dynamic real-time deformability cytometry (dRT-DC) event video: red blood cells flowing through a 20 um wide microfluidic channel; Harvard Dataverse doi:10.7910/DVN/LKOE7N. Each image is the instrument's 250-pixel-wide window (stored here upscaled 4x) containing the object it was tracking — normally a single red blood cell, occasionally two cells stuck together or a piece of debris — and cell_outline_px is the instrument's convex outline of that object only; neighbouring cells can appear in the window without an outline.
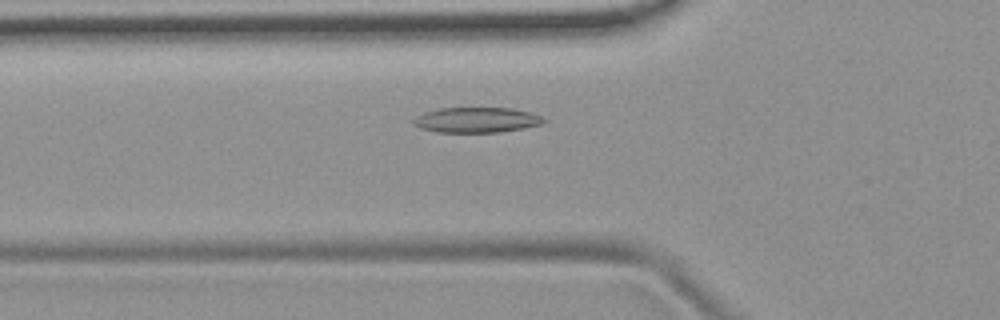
{"species": "common noctule bat (a hibernating species)", "species_latin": "Nyctalus noctula", "temperature_condition": "room temperature", "stored_images_in_passage": 47, "camera_frame_rate_fps": 3000, "um_per_image_px": 0.085, "animal": {"sex": "female", "body_mass_g": 19.9}, "frame": {"image": 1, "passage_image": 13, "time_ms": 4.0, "image_size_px": [1000, 320], "cell_outline_px": [[548, 120], [540, 124], [524, 128], [500, 132], [440, 132], [420, 128], [412, 124], [412, 120], [416, 116], [424, 112], [440, 108], [512, 108], [532, 112]], "centroid_in_image_um": [40.51, 10.19], "position_along_channel_um": 85.3, "area_um2": 19.25}}
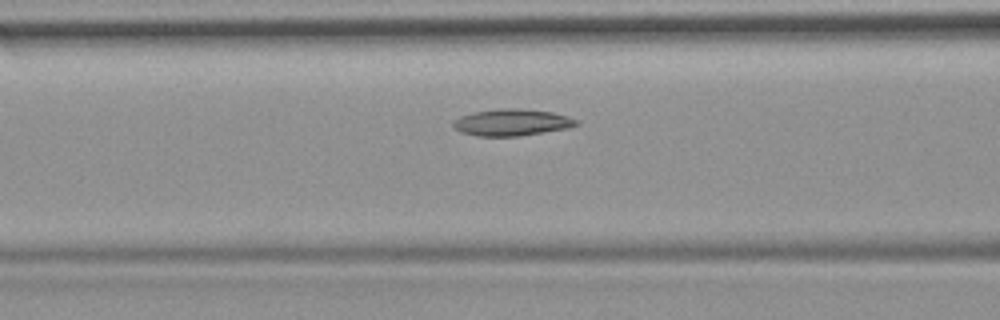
{"frame": {"image": 2, "passage_image": 16, "time_ms": 5.0, "image_size_px": [1000, 320], "cell_outline_px": [[580, 124], [564, 128], [520, 136], [476, 136], [460, 132], [452, 124], [460, 116], [472, 112], [500, 108], [516, 108], [552, 112], [568, 116], [576, 120]], "centroid_in_image_um": [43.47, 10.4], "position_along_channel_um": 123.1, "area_um2": 18.96}}
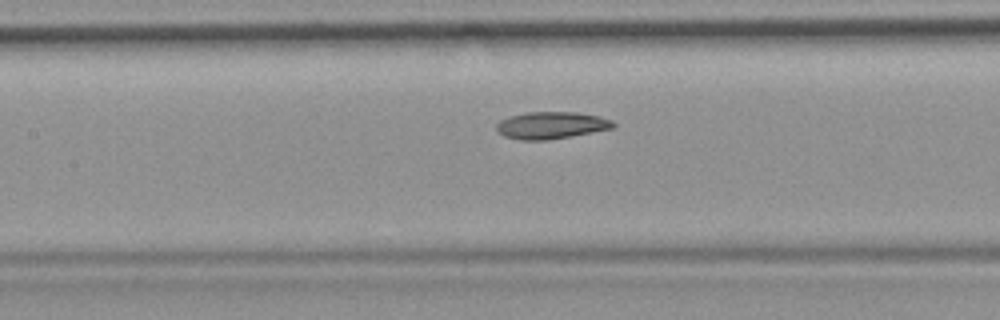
{"frame": {"image": 3, "passage_image": 19, "time_ms": 6.0, "image_size_px": [1000, 320], "cell_outline_px": [[616, 128], [548, 140], [520, 140], [504, 136], [496, 128], [496, 124], [500, 120], [508, 116], [528, 112], [576, 112], [600, 116], [612, 120], [616, 124]], "centroid_in_image_um": [46.89, 10.64], "position_along_channel_um": 160.5, "area_um2": 18.55}, "authors_computed_cell_mechanics": {"area_um2": 18.9006, "velocity_mm_per_s": 3.7412, "shape_relaxation_time_tau1_ms": null, "shape_relaxation_time_tau2_ms": 5.2083, "deformation_change_tau1": null, "deformation_change_tau2": 0.0959}}